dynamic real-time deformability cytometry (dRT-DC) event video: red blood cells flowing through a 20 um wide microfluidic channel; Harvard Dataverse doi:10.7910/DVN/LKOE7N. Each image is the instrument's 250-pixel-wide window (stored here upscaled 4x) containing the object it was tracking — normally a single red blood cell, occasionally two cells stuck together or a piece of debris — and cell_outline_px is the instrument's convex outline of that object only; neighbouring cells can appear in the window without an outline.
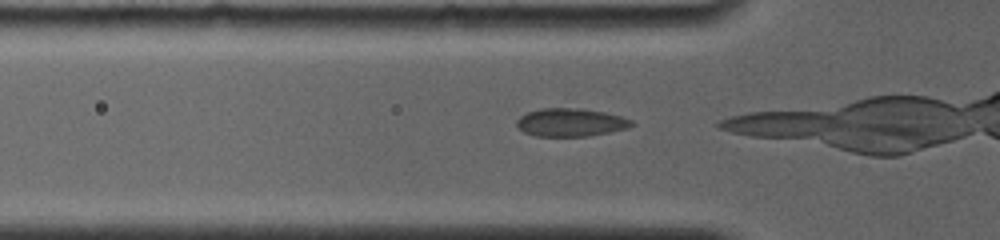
{"species": "common noctule bat (a hibernating species)", "species_latin": "Nyctalus noctula", "temperature_condition": "room temperature", "stored_images_in_passage": 20, "camera_frame_rate_fps": 4000, "um_per_image_px": 0.085, "animal": {"sex": "female", "body_mass_g": 19.0, "forearm_length_mm": 56.7}, "frame": {"image": 1, "passage_image": 2, "time_ms": 0.25, "image_size_px": [1000, 240], "cell_outline_px": [[636, 124], [628, 128], [588, 136], [536, 136], [524, 132], [516, 124], [516, 120], [520, 116], [528, 112], [540, 108], [584, 108], [604, 112], [620, 116], [632, 120]], "centroid_in_image_um": [48.51, 10.39], "position_along_channel_um": 77.3, "area_um2": 18.84}}